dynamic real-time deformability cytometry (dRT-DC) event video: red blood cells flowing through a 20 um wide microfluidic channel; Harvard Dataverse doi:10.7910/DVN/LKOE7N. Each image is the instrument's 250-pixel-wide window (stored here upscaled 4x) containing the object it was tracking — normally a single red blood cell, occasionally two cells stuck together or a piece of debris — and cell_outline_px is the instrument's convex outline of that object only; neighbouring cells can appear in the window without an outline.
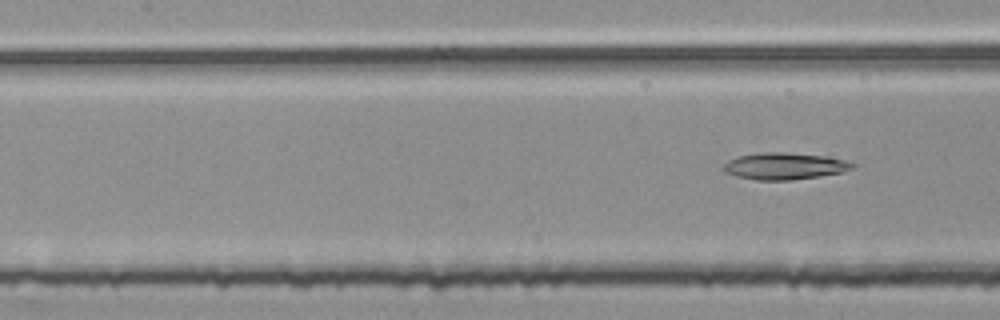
{"species": "common noctule bat (a hibernating species)", "species_latin": "Nyctalus noctula", "temperature_condition": "room temperature", "stored_images_in_passage": 4, "camera_frame_rate_fps": 3000, "um_per_image_px": 0.085, "animal": {"sex": "female", "body_mass_g": 25.1}, "frame": {"image": 1, "passage_image": 4, "time_ms": 1.0, "image_size_px": [1000, 320], "cell_outline_px": [[860, 164], [852, 168], [840, 172], [820, 176], [792, 180], [756, 180], [736, 176], [724, 172], [720, 168], [728, 160], [740, 156], [764, 152], [784, 152], [828, 156], [848, 160]], "centroid_in_image_um": [66.71, 14.11], "position_along_channel_um": 140.7, "area_um2": 20.35}}